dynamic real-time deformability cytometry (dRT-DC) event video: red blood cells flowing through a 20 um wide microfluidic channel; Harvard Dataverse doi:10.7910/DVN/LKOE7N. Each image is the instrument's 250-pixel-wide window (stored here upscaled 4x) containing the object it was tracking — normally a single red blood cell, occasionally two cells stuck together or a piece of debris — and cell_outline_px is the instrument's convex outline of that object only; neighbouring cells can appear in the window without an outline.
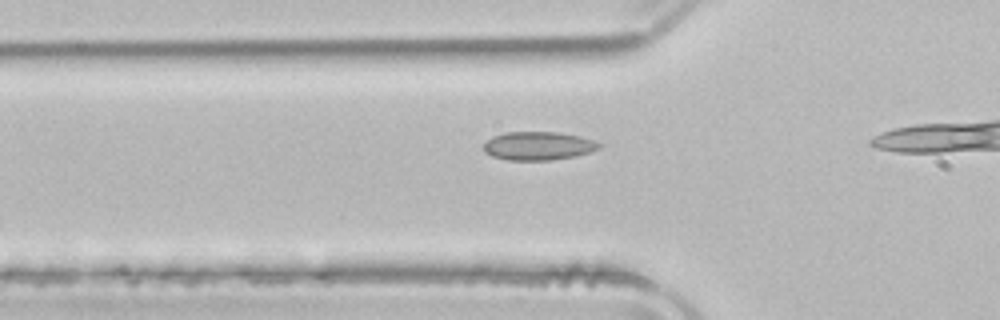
{"species": "common noctule bat (a hibernating species)", "species_latin": "Nyctalus noctula", "temperature_condition": "room temperature", "stored_images_in_passage": 13, "camera_frame_rate_fps": 3000, "um_per_image_px": 0.085, "animal": {"sex": "male", "body_mass_g": 21.5, "forearm_length_mm": 52.0}, "frame": {"image": 1, "passage_image": 8, "time_ms": 2.333, "image_size_px": [1000, 320], "cell_outline_px": [[600, 148], [576, 156], [548, 160], [508, 160], [492, 156], [484, 152], [484, 144], [492, 136], [504, 132], [556, 132], [580, 136], [592, 140], [600, 144]], "centroid_in_image_um": [45.72, 12.4], "position_along_channel_um": 80.1, "area_um2": 19.02}}
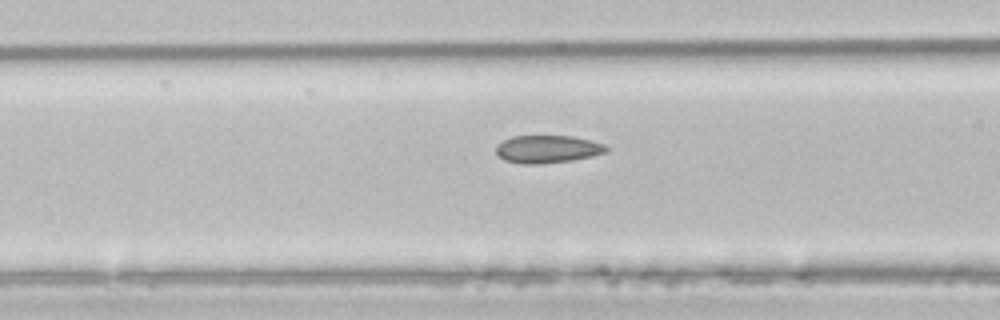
{"frame": {"image": 2, "passage_image": 11, "time_ms": 3.333, "image_size_px": [1000, 320], "cell_outline_px": [[612, 148], [608, 152], [592, 156], [572, 160], [540, 164], [524, 164], [504, 160], [496, 152], [496, 144], [512, 136], [572, 136], [604, 144]], "centroid_in_image_um": [46.56, 12.68], "position_along_channel_um": 120.0, "area_um2": 17.86}}